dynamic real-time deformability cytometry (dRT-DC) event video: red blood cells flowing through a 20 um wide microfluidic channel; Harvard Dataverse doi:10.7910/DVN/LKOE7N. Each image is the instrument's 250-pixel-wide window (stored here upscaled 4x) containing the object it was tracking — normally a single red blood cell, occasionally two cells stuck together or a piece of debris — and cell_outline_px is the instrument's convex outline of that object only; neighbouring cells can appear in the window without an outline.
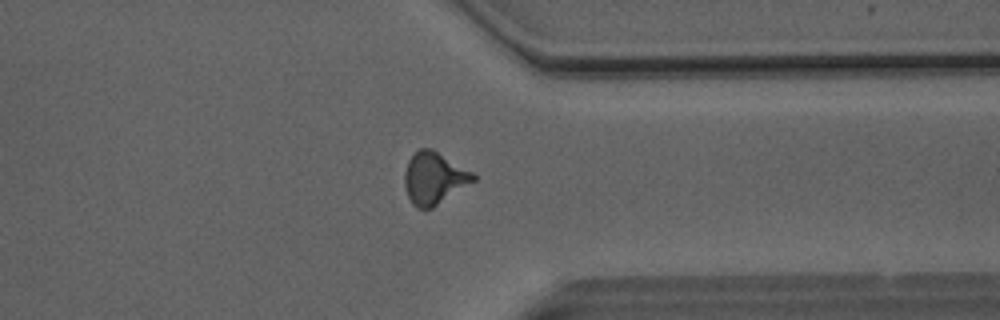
{"species": "Egyptian fruit bat (a non-hibernating species)", "species_latin": "Rousettus aegyptiacus", "temperature_condition": "room temperature", "stored_images_in_passage": 46, "camera_frame_rate_fps": 3000, "um_per_image_px": 0.085, "animal": {"sex": "male"}, "frame": {"image": 1, "passage_image": 39, "time_ms": 12.667, "image_size_px": [1000, 320], "cell_outline_px": [[476, 180], [432, 208], [416, 208], [412, 204], [408, 196], [404, 184], [404, 172], [408, 160], [420, 148], [432, 148], [472, 172], [476, 176]], "centroid_in_image_um": [36.88, 15.14], "position_along_channel_um": 374.5, "area_um2": 20.69}}
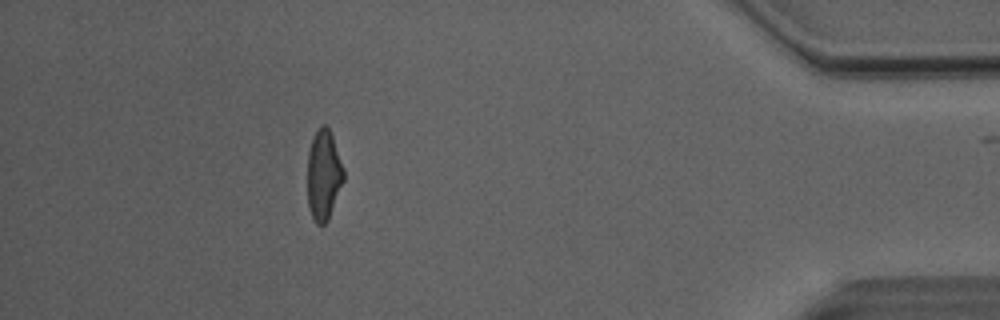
{"frame": {"image": 2, "passage_image": 45, "time_ms": 14.667, "image_size_px": [1000, 320], "cell_outline_px": [[344, 180], [328, 220], [324, 224], [316, 224], [308, 208], [308, 152], [312, 136], [316, 128], [320, 124], [324, 124], [328, 128], [332, 136], [344, 168]], "centroid_in_image_um": [27.5, 14.84], "position_along_channel_um": 407.7, "area_um2": 19.13}, "authors_computed_cell_mechanics": {"area_um2": 20.0855, "velocity_mm_per_s": 4.112, "shape_relaxation_time_tau1_ms": 7.9422, "shape_relaxation_time_tau2_ms": 1.4896, "deformation_change_tau1": 0.2063, "deformation_change_tau2": 0.1007}}